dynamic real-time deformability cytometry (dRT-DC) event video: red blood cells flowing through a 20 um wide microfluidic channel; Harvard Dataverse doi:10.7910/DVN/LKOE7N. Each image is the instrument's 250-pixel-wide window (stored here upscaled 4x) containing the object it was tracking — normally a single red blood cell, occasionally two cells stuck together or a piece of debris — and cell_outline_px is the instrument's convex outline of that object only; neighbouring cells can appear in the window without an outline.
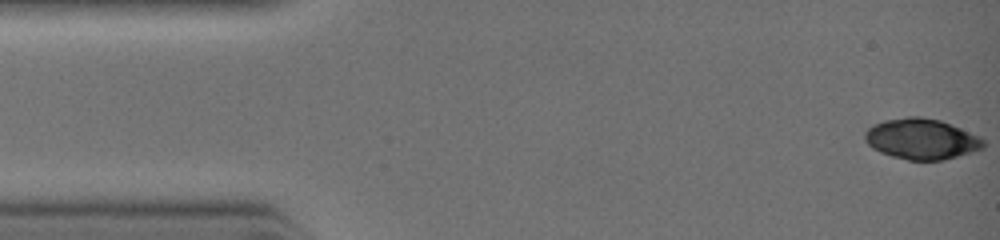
{"species": "common noctule bat (a hibernating species)", "species_latin": "Nyctalus noctula", "temperature_condition": "warm", "stored_images_in_passage": 18, "camera_frame_rate_fps": 3000, "um_per_image_px": 0.085, "animal": {"sex": "female", "body_mass_g": 19.0, "forearm_length_mm": 51.5}, "frame": {"image": 1, "passage_image": 1, "time_ms": 0.0, "image_size_px": [1000, 240], "cell_outline_px": [[984, 148], [944, 160], [908, 160], [892, 156], [880, 152], [872, 148], [868, 144], [864, 136], [864, 132], [872, 124], [884, 120], [908, 116], [920, 116], [940, 120], [960, 128], [984, 140]], "centroid_in_image_um": [78.28, 11.81], "position_along_channel_um": 6.7, "area_um2": 27.98}}
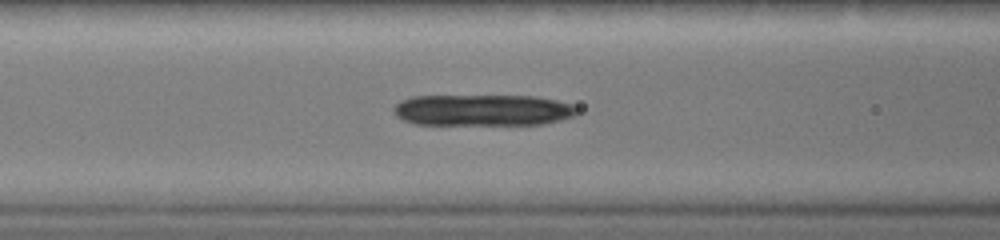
{"frame": {"image": 2, "passage_image": 13, "time_ms": 4.0, "image_size_px": [1000, 240], "cell_outline_px": [[580, 112], [576, 116], [544, 124], [416, 124], [404, 120], [396, 116], [392, 108], [400, 100], [412, 96], [532, 96], [556, 100], [572, 104], [580, 108]], "centroid_in_image_um": [41.07, 9.36], "position_along_channel_um": 125.5, "area_um2": 33.7}}
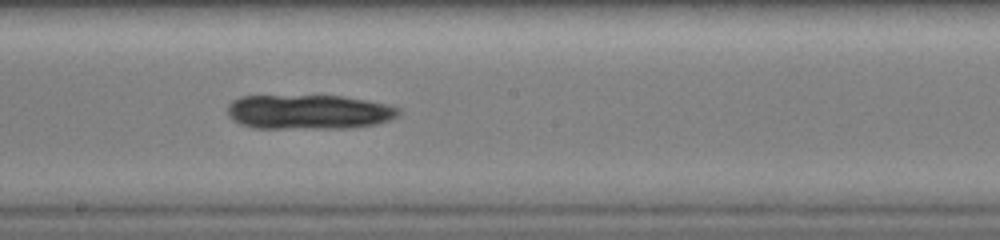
{"frame": {"image": 3, "passage_image": 18, "time_ms": 5.667, "image_size_px": [1000, 240], "cell_outline_px": [[400, 116], [392, 120], [376, 124], [352, 128], [252, 128], [240, 124], [232, 120], [228, 116], [228, 104], [232, 100], [240, 96], [340, 96], [364, 100], [384, 104], [400, 108]], "centroid_in_image_um": [26.23, 9.53], "position_along_channel_um": 222.0, "area_um2": 34.68}}